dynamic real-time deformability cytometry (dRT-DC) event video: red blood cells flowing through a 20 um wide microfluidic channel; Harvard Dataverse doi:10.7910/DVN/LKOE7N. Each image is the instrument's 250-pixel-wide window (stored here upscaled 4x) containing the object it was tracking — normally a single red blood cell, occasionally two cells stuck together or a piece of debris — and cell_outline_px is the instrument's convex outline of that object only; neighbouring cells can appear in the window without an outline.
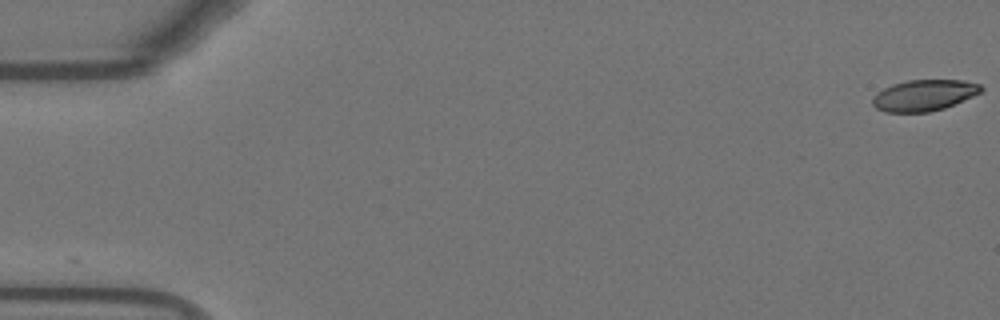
{"species": "Egyptian fruit bat (a non-hibernating species)", "species_latin": "Rousettus aegyptiacus", "temperature_condition": "warm", "stored_images_in_passage": 51, "camera_frame_rate_fps": 3000, "um_per_image_px": 0.085, "animal": {"sex": "female"}, "frame": {"image": 1, "passage_image": 1, "time_ms": 0.0, "image_size_px": [1000, 320], "cell_outline_px": [[984, 88], [980, 92], [972, 96], [944, 108], [928, 112], [884, 112], [876, 108], [872, 104], [872, 96], [876, 92], [892, 84], [908, 80], [964, 80], [980, 84]], "centroid_in_image_um": [78.5, 8.09], "position_along_channel_um": 6.5, "area_um2": 19.71}}
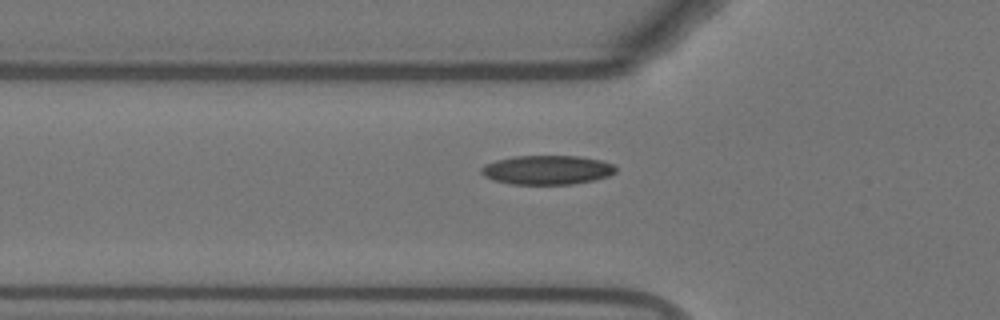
{"frame": {"image": 2, "passage_image": 19, "time_ms": 6.0, "image_size_px": [1000, 320], "cell_outline_px": [[616, 172], [608, 176], [592, 180], [572, 184], [512, 184], [496, 180], [484, 176], [480, 172], [480, 168], [484, 164], [496, 160], [516, 156], [580, 156], [600, 160], [612, 164], [616, 168]], "centroid_in_image_um": [46.49, 14.44], "position_along_channel_um": 79.3, "area_um2": 22.72}}
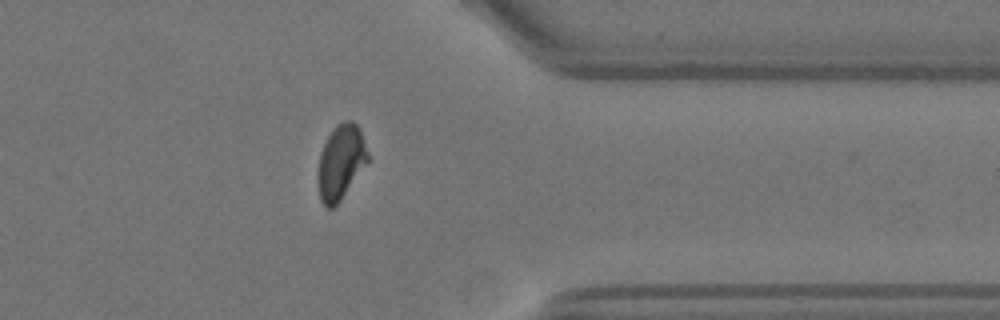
{"frame": {"image": 3, "passage_image": 44, "time_ms": 14.333, "image_size_px": [1000, 320], "cell_outline_px": [[368, 160], [340, 200], [332, 208], [328, 208], [320, 200], [316, 180], [316, 176], [320, 152], [328, 136], [336, 124], [344, 120], [352, 120], [360, 128], [368, 152]], "centroid_in_image_um": [28.93, 13.75], "position_along_channel_um": 382.5, "area_um2": 21.68}, "authors_computed_cell_mechanics": {"area_um2": 21.9062, "velocity_mm_per_s": 3.7553, "shape_relaxation_time_tau1_ms": 4.0372, "shape_relaxation_time_tau2_ms": 1.2648, "deformation_change_tau1": 0.1587, "deformation_change_tau2": 0.0647}}